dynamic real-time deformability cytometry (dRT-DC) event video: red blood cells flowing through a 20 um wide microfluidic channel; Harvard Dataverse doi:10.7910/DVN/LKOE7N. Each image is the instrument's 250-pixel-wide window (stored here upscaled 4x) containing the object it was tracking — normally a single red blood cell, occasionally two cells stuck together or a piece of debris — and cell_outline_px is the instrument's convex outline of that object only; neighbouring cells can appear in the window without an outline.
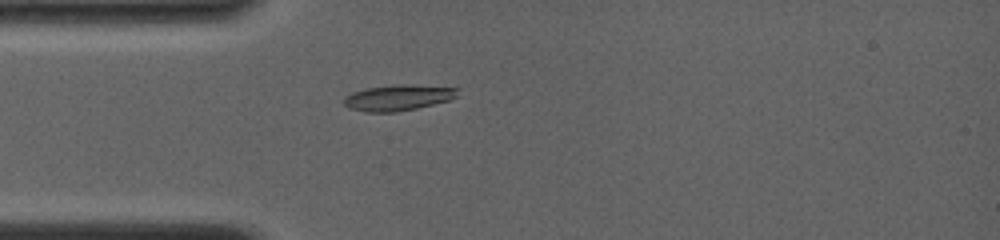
{"species": "common noctule bat (a hibernating species)", "species_latin": "Nyctalus noctula", "temperature_condition": "room temperature", "stored_images_in_passage": 66, "camera_frame_rate_fps": 4000, "um_per_image_px": 0.085, "animal": {"sex": "female", "body_mass_g": 19.0, "forearm_length_mm": 56.7}, "frame": {"image": 1, "passage_image": 1, "time_ms": 0.0, "image_size_px": [1000, 240], "cell_outline_px": [[460, 88], [456, 96], [448, 100], [416, 108], [396, 112], [364, 112], [348, 108], [344, 104], [344, 96], [352, 92], [364, 88], [392, 84], [412, 84]], "centroid_in_image_um": [33.79, 8.28], "position_along_channel_um": 51.2, "area_um2": 17.34}}
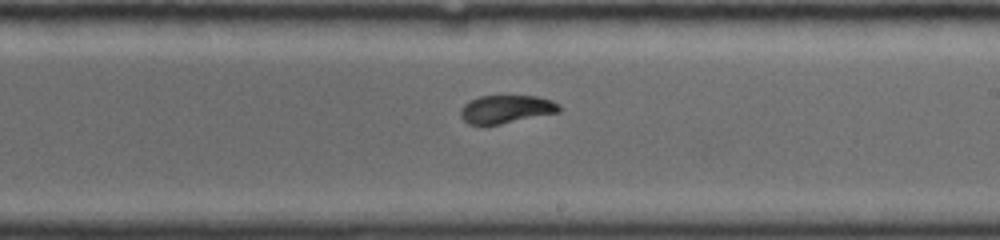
{"frame": {"image": 2, "passage_image": 24, "time_ms": 5.0, "image_size_px": [1000, 240], "cell_outline_px": [[560, 112], [500, 124], [468, 124], [460, 116], [460, 108], [464, 104], [480, 96], [536, 96], [552, 100], [560, 104]], "centroid_in_image_um": [43.04, 9.28], "position_along_channel_um": 246.0, "area_um2": 16.07}}
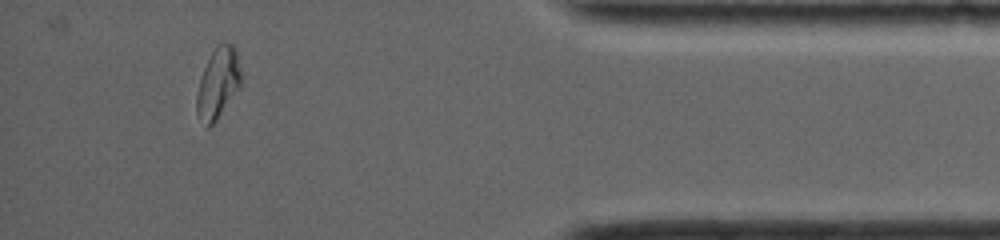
{"frame": {"image": 3, "passage_image": 53, "time_ms": 10.0, "image_size_px": [1000, 240], "cell_outline_px": [[240, 88], [216, 120], [208, 128], [204, 128], [196, 112], [196, 96], [200, 80], [204, 68], [216, 44], [232, 44], [236, 48], [240, 72]], "centroid_in_image_um": [18.52, 7.11], "position_along_channel_um": 416.7, "area_um2": 18.15}, "authors_computed_cell_mechanics": {"area_um2": 17.3978, "velocity_mm_per_s": 4.0125, "shape_relaxation_time_tau1_ms": 4.6015, "shape_relaxation_time_tau2_ms": null, "deformation_change_tau1": 0.1777, "deformation_change_tau2": null}}